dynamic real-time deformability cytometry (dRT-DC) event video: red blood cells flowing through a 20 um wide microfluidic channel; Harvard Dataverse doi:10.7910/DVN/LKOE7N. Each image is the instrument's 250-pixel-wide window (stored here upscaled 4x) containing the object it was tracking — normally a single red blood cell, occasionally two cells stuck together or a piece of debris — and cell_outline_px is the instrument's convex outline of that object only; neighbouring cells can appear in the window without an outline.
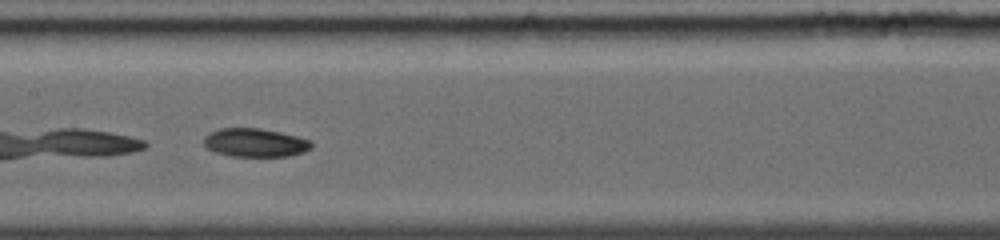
{"species": "common noctule bat (a hibernating species)", "species_latin": "Nyctalus noctula", "temperature_condition": "warm", "stored_images_in_passage": 18, "camera_frame_rate_fps": 5000, "um_per_image_px": 0.085, "animal": {"sex": "female", "body_mass_g": 19.0, "forearm_length_mm": 56.7}, "frame": {"image": 1, "passage_image": 6, "time_ms": 2.8, "image_size_px": [1000, 240], "cell_outline_px": [[312, 148], [304, 152], [288, 156], [232, 156], [216, 152], [208, 148], [204, 144], [204, 136], [220, 128], [260, 128], [280, 132], [312, 140]], "centroid_in_image_um": [21.72, 12.12], "position_along_channel_um": 185.7, "area_um2": 17.8}}
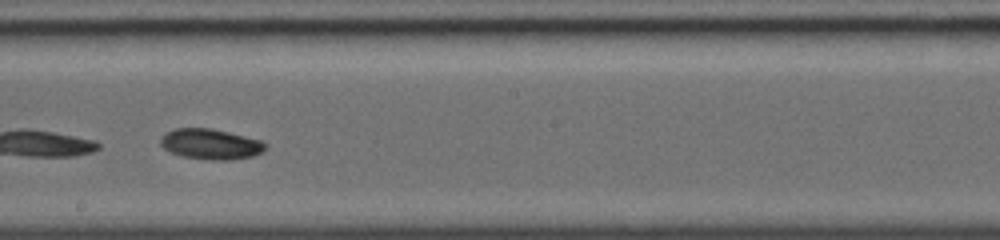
{"frame": {"image": 2, "passage_image": 8, "time_ms": 3.8, "image_size_px": [1000, 240], "cell_outline_px": [[268, 144], [264, 152], [252, 156], [232, 160], [208, 160], [184, 156], [172, 152], [164, 148], [160, 144], [160, 136], [164, 132], [176, 128], [208, 128], [228, 132], [260, 140]], "centroid_in_image_um": [17.91, 12.25], "position_along_channel_um": 230.3, "area_um2": 18.67}}